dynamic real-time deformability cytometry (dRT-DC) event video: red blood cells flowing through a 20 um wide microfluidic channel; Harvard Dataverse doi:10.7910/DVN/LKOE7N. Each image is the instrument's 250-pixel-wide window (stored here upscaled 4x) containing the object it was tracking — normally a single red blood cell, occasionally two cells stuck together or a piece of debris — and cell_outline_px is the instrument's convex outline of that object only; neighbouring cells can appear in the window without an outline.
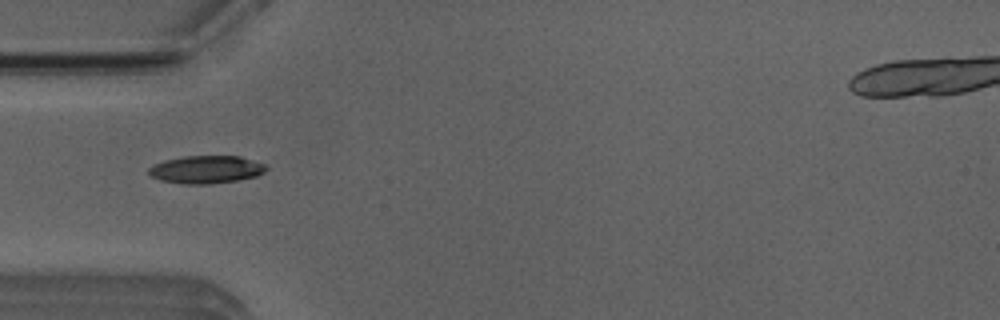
{"species": "Egyptian fruit bat (a non-hibernating species)", "species_latin": "Rousettus aegyptiacus", "temperature_condition": "room temperature", "stored_images_in_passage": 3, "camera_frame_rate_fps": 3000, "um_per_image_px": 0.085, "animal": {"sex": "male"}, "frame": {"image": 1, "passage_image": 1, "time_ms": 0.0, "image_size_px": [1000, 320], "cell_outline_px": [[268, 168], [264, 172], [256, 176], [236, 180], [212, 184], [184, 184], [160, 180], [152, 176], [148, 172], [148, 168], [152, 164], [164, 160], [184, 156], [240, 156], [268, 164]], "centroid_in_image_um": [17.53, 14.4], "position_along_channel_um": 67.5, "area_um2": 19.19}}